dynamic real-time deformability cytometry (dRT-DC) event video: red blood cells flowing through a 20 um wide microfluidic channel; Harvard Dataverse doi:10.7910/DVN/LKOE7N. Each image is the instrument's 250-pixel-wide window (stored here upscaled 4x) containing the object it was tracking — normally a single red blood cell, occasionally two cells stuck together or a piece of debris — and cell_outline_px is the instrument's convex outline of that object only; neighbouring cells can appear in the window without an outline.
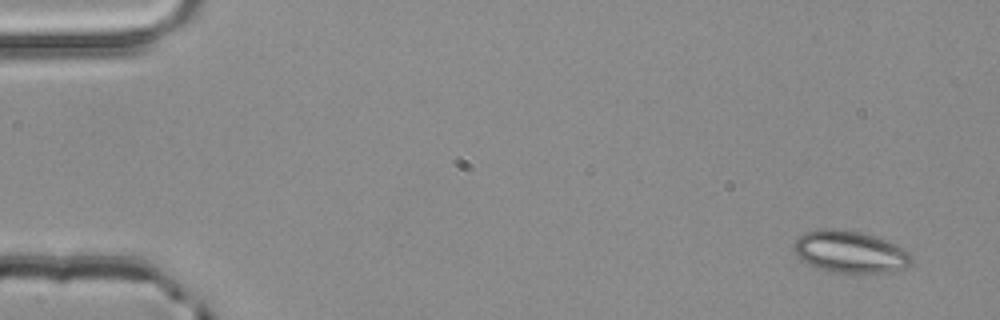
{"species": "common noctule bat (a hibernating species)", "species_latin": "Nyctalus noctula", "temperature_condition": "room temperature", "stored_images_in_passage": 3, "camera_frame_rate_fps": 3000, "um_per_image_px": 0.085, "animal": {"sex": "male", "body_mass_g": 20.4}, "frame": {"image": 1, "passage_image": 1, "time_ms": 0.0, "image_size_px": [1000, 320], "cell_outline_px": [[912, 260], [904, 268], [888, 272], [840, 272], [820, 268], [800, 260], [796, 256], [792, 248], [796, 240], [804, 232], [820, 228], [832, 228], [860, 232], [896, 244], [908, 252], [912, 256]], "centroid_in_image_um": [72.21, 21.39], "position_along_channel_um": 12.8, "area_um2": 28.38}}